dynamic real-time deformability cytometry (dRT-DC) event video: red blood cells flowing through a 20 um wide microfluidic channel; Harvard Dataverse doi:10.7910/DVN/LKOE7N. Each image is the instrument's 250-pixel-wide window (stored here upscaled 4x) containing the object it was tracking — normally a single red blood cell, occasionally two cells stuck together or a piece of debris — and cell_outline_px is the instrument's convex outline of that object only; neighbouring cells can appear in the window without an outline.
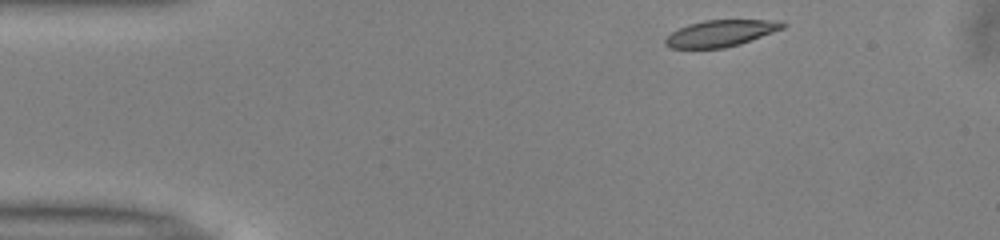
{"species": "common noctule bat (a hibernating species)", "species_latin": "Nyctalus noctula", "temperature_condition": "warm", "stored_images_in_passage": 34, "camera_frame_rate_fps": 3000, "um_per_image_px": 0.085, "animal": {"sex": "male", "body_mass_g": 13.0, "forearm_length_mm": 53.1}, "frame": {"image": 1, "passage_image": 1, "time_ms": 0.0, "image_size_px": [1000, 240], "cell_outline_px": [[788, 24], [784, 28], [740, 44], [724, 48], [668, 48], [664, 44], [664, 40], [672, 32], [688, 24], [704, 20], [784, 20]], "centroid_in_image_um": [61.29, 2.82], "position_along_channel_um": 23.7, "area_um2": 18.21}}
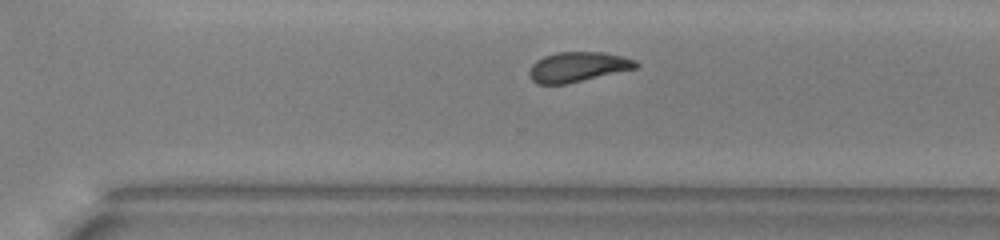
{"frame": {"image": 2, "passage_image": 29, "time_ms": 9.333, "image_size_px": [1000, 240], "cell_outline_px": [[640, 64], [636, 68], [564, 84], [536, 84], [528, 76], [528, 72], [532, 64], [536, 60], [544, 56], [556, 52], [604, 52], [636, 60]], "centroid_in_image_um": [49.07, 5.68], "position_along_channel_um": 321.5, "area_um2": 18.5}}
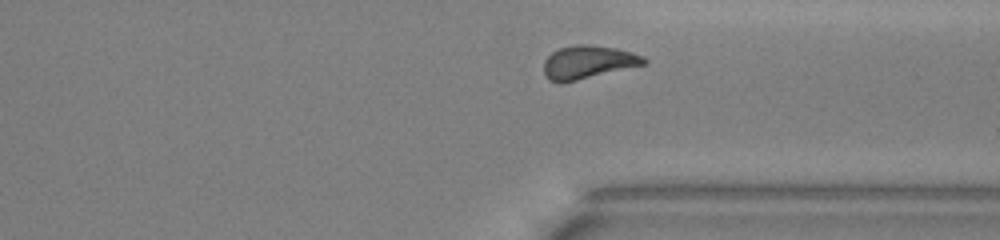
{"frame": {"image": 3, "passage_image": 32, "time_ms": 10.333, "image_size_px": [1000, 240], "cell_outline_px": [[648, 60], [644, 64], [560, 84], [548, 80], [544, 76], [544, 60], [552, 52], [560, 48], [576, 44], [588, 44], [616, 48], [632, 52], [644, 56]], "centroid_in_image_um": [49.94, 5.28], "position_along_channel_um": 361.5, "area_um2": 19.36}, "authors_computed_cell_mechanics": {"area_um2": 19.2763, "velocity_mm_per_s": 3.9647, "shape_relaxation_time_tau1_ms": 4.8915, "shape_relaxation_time_tau2_ms": 3.0354, "deformation_change_tau1": 0.1301, "deformation_change_tau2": 0.0944}}